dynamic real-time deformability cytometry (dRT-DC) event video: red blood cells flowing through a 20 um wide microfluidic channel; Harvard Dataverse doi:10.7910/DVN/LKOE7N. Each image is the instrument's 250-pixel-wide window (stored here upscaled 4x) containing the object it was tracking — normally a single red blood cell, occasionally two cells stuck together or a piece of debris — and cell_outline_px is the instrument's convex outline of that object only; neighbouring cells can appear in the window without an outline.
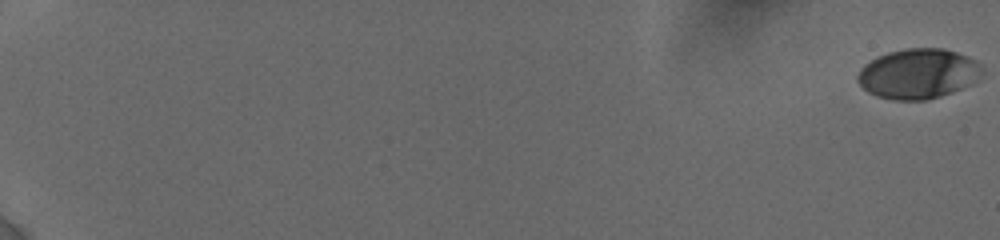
{"species": "human", "species_latin": "Homo sapiens", "temperature_condition": "cold", "stored_images_in_passage": 19, "camera_frame_rate_fps": 3000, "um_per_image_px": 0.085, "donor": {"sex": "female"}, "frame": {"image": 1, "passage_image": 1, "time_ms": 0.0, "image_size_px": [1000, 240], "cell_outline_px": [[984, 72], [972, 84], [952, 92], [928, 100], [892, 100], [876, 96], [868, 92], [856, 80], [856, 76], [860, 68], [864, 64], [876, 56], [888, 52], [908, 48], [944, 48], [968, 56], [976, 60], [980, 64]], "centroid_in_image_um": [78.04, 6.26], "position_along_channel_um": 7.0, "area_um2": 36.65}}
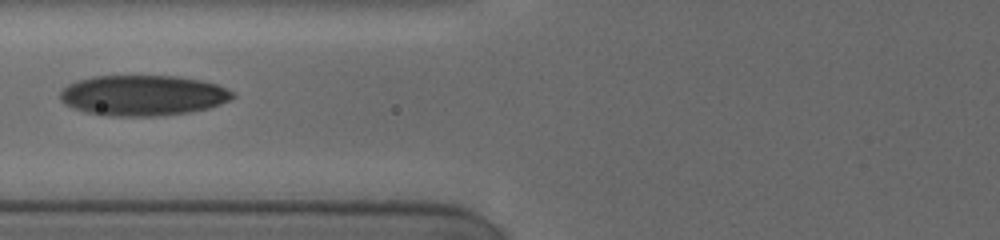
{"frame": {"image": 2, "passage_image": 16, "time_ms": 9.0, "image_size_px": [1000, 240], "cell_outline_px": [[236, 96], [232, 100], [208, 108], [188, 112], [164, 116], [104, 116], [88, 112], [64, 104], [60, 100], [60, 92], [68, 84], [76, 80], [92, 76], [176, 76], [200, 80], [216, 84], [232, 92]], "centroid_in_image_um": [12.14, 8.11], "position_along_channel_um": 113.7, "area_um2": 40.81}}
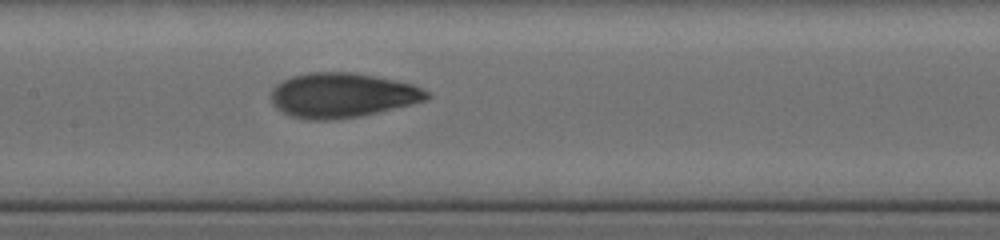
{"frame": {"image": 3, "passage_image": 19, "time_ms": 10.667, "image_size_px": [1000, 240], "cell_outline_px": [[432, 96], [424, 100], [412, 104], [360, 116], [328, 120], [308, 120], [292, 116], [276, 108], [272, 104], [272, 88], [276, 84], [292, 76], [308, 72], [352, 72], [376, 76], [396, 80], [412, 84], [428, 92]], "centroid_in_image_um": [29.07, 8.09], "position_along_channel_um": 178.3, "area_um2": 40.46}}